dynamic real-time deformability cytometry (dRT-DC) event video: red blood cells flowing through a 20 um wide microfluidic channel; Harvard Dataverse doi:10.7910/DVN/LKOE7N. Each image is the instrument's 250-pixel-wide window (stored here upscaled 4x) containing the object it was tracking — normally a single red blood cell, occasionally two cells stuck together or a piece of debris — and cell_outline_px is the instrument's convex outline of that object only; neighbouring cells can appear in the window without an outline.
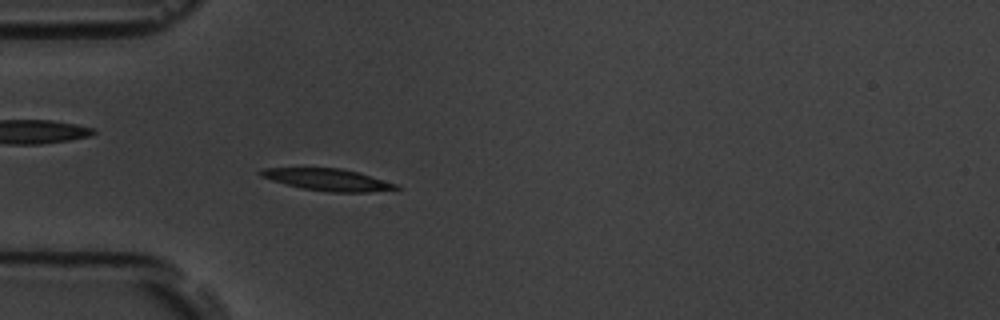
{"species": "common noctule bat (a hibernating species)", "species_latin": "Nyctalus noctula", "temperature_condition": "room temperature", "stored_images_in_passage": 54, "camera_frame_rate_fps": 3000, "um_per_image_px": 0.085, "animal": {"sex": "male", "body_mass_g": 19.5, "forearm_length_mm": 54.6}, "frame": {"image": 1, "passage_image": 16, "time_ms": 5.0, "image_size_px": [1000, 320], "cell_outline_px": [[400, 188], [368, 192], [328, 192], [300, 188], [272, 180], [260, 176], [256, 172], [260, 168], [340, 168], [356, 172], [396, 184]], "centroid_in_image_um": [27.76, 15.27], "position_along_channel_um": 57.2, "area_um2": 17.05}}
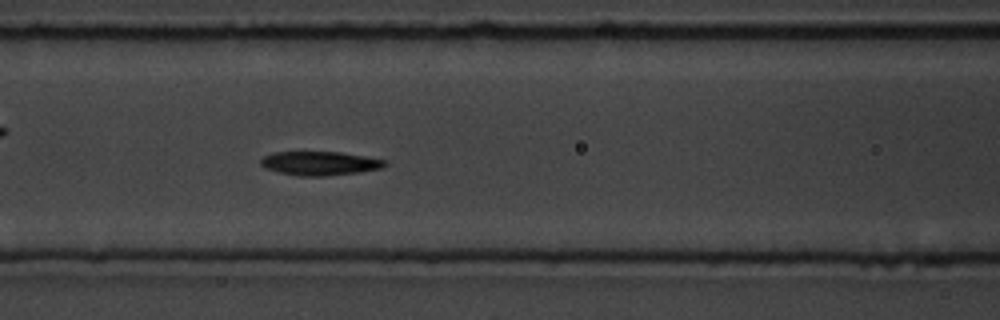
{"frame": {"image": 2, "passage_image": 23, "time_ms": 7.333, "image_size_px": [1000, 320], "cell_outline_px": [[388, 164], [384, 168], [360, 172], [324, 176], [296, 176], [280, 172], [268, 168], [260, 164], [260, 160], [264, 156], [276, 152], [340, 152], [388, 160]], "centroid_in_image_um": [27.26, 13.88], "position_along_channel_um": 139.3, "area_um2": 17.28}}
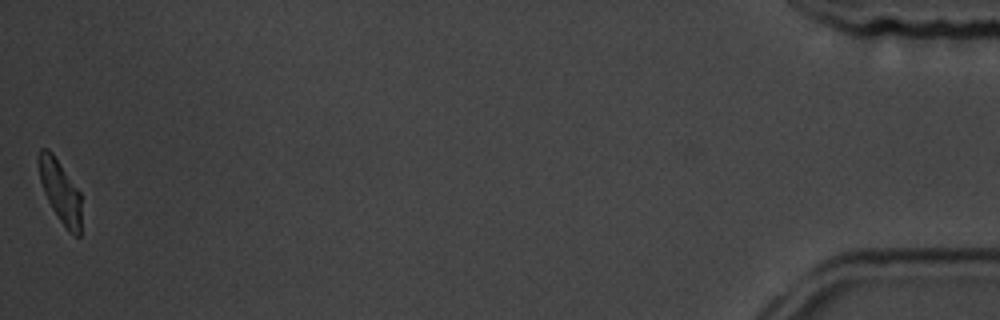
{"frame": {"image": 3, "passage_image": 54, "time_ms": 17.667, "image_size_px": [1000, 320], "cell_outline_px": [[80, 236], [76, 236], [68, 232], [52, 208], [44, 192], [40, 180], [36, 160], [36, 156], [40, 148], [48, 148], [52, 152], [80, 192]], "centroid_in_image_um": [5.08, 16.21], "position_along_channel_um": 430.1, "area_um2": 15.55}, "authors_computed_cell_mechanics": {"area_um2": 17.2244, "velocity_mm_per_s": 3.7535, "shape_relaxation_time_tau1_ms": 4.327, "shape_relaxation_time_tau2_ms": 5.9375, "deformation_change_tau1": 0.1546, "deformation_change_tau2": 0.1153}}